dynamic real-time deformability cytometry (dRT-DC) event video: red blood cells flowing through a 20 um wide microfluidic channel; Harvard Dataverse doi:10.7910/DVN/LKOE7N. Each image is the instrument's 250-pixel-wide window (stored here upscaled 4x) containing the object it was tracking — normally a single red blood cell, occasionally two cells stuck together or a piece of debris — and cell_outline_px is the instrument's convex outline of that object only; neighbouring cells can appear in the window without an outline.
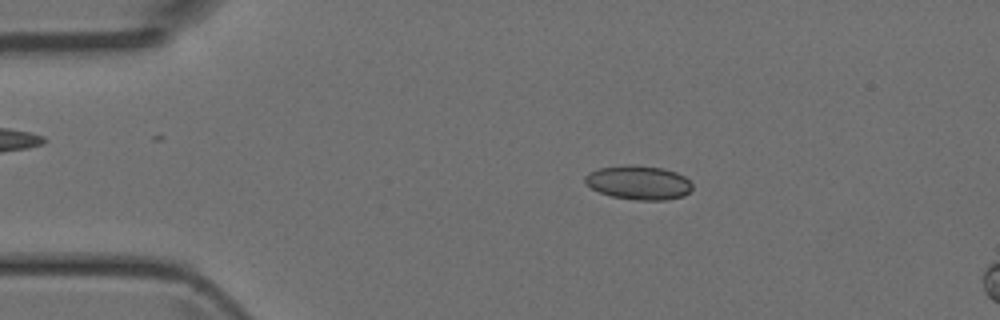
{"species": "Egyptian fruit bat (a non-hibernating species)", "species_latin": "Rousettus aegyptiacus", "temperature_condition": "room temperature", "stored_images_in_passage": 13, "camera_frame_rate_fps": 3000, "um_per_image_px": 0.085, "animal": {"sex": "female"}, "frame": {"image": 1, "passage_image": 10, "time_ms": 3.0, "image_size_px": [1000, 320], "cell_outline_px": [[692, 188], [684, 196], [664, 200], [636, 200], [612, 196], [600, 192], [592, 188], [584, 180], [584, 176], [588, 172], [596, 168], [624, 164], [628, 164], [664, 168], [676, 172], [684, 176], [692, 184]], "centroid_in_image_um": [54.26, 15.5], "position_along_channel_um": 30.7, "area_um2": 21.39}}